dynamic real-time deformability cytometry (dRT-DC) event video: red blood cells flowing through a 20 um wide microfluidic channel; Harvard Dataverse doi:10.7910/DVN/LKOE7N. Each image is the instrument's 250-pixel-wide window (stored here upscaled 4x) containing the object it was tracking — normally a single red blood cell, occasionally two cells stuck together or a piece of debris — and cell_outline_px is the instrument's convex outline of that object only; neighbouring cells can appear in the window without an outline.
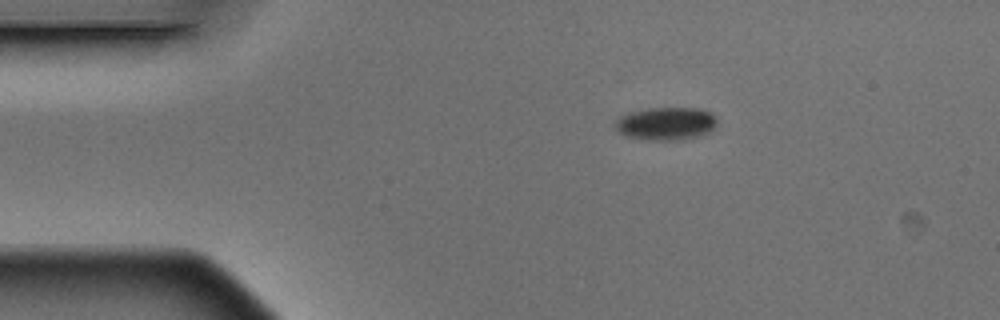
{"species": "Egyptian fruit bat (a non-hibernating species)", "species_latin": "Rousettus aegyptiacus", "temperature_condition": "warm", "stored_images_in_passage": 6, "camera_frame_rate_fps": 3000, "um_per_image_px": 0.085, "animal": {"sex": "male"}, "frame": {"image": 1, "passage_image": 6, "time_ms": 1.667, "image_size_px": [1000, 320], "cell_outline_px": [[716, 128], [700, 136], [684, 140], [648, 140], [624, 136], [616, 128], [616, 120], [620, 116], [628, 112], [648, 108], [700, 108], [708, 112], [716, 120]], "centroid_in_image_um": [56.6, 10.52], "position_along_channel_um": 28.4, "area_um2": 19.65}}